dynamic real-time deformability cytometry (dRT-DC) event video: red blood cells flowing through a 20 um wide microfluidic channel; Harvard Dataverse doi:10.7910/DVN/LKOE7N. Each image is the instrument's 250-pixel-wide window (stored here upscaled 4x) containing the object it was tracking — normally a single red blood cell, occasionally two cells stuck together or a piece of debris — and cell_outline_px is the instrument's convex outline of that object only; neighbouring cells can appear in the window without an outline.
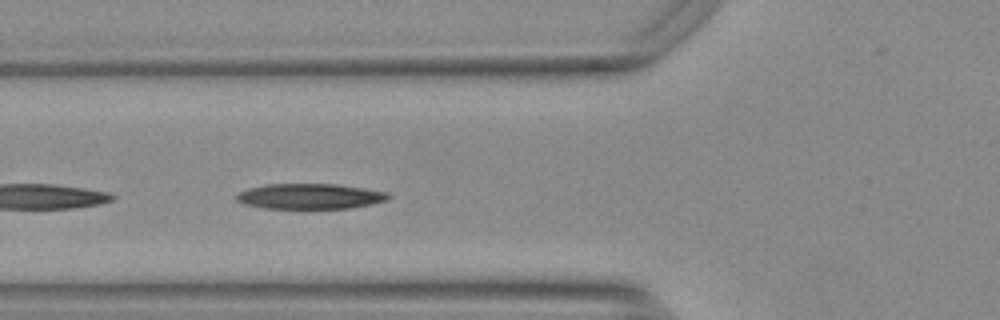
{"species": "Egyptian fruit bat (a non-hibernating species)", "species_latin": "Rousettus aegyptiacus", "temperature_condition": "warm", "stored_images_in_passage": 37, "camera_frame_rate_fps": 3000, "um_per_image_px": 0.085, "animal": {"sex": "female"}, "frame": {"image": 1, "passage_image": 6, "time_ms": 1.667, "image_size_px": [1000, 320], "cell_outline_px": [[392, 196], [388, 200], [372, 204], [348, 208], [264, 208], [244, 204], [236, 200], [236, 196], [240, 192], [248, 188], [268, 184], [336, 184], [364, 188], [388, 192]], "centroid_in_image_um": [26.38, 16.68], "position_along_channel_um": 99.4, "area_um2": 22.43}, "authors_computed_cell_mechanics": {"area_um2": 17.629, "velocity_mm_per_s": 3.7809, "shape_relaxation_time_tau1_ms": 5.5213, "shape_relaxation_time_tau2_ms": 3.0223, "deformation_change_tau1": 0.1509, "deformation_change_tau2": 0.0701}}